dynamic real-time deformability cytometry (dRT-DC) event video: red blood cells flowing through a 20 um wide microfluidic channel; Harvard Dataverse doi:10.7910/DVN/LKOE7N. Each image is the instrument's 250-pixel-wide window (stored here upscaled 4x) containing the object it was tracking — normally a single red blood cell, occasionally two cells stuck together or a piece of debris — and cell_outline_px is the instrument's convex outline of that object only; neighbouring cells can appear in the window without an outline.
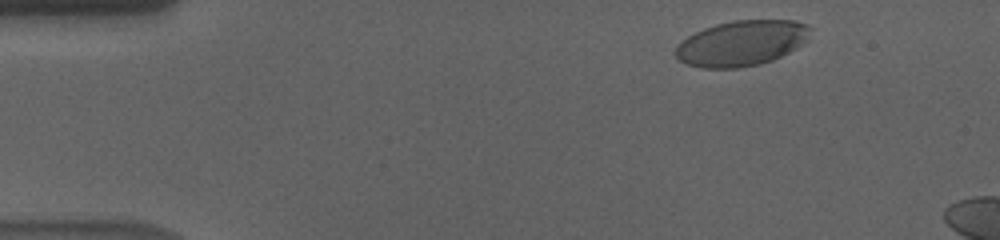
{"species": "human", "species_latin": "Homo sapiens", "temperature_condition": "cold", "stored_images_in_passage": 52, "camera_frame_rate_fps": 3000, "um_per_image_px": 0.085, "donor": {"sex": "male"}, "frame": {"image": 1, "passage_image": 3, "time_ms": 0.667, "image_size_px": [1000, 240], "cell_outline_px": [[812, 28], [804, 40], [796, 48], [772, 60], [760, 64], [740, 68], [704, 68], [688, 64], [680, 60], [676, 56], [676, 48], [688, 36], [704, 28], [716, 24], [736, 20], [792, 20], [808, 24]], "centroid_in_image_um": [63.04, 3.67], "position_along_channel_um": 22.0, "area_um2": 35.2}}
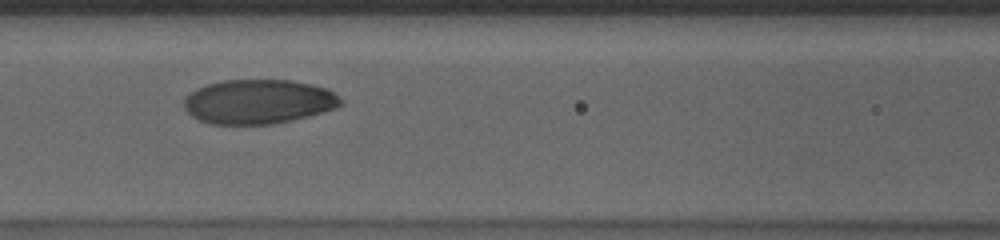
{"frame": {"image": 2, "passage_image": 21, "time_ms": 6.667, "image_size_px": [1000, 240], "cell_outline_px": [[344, 104], [336, 108], [324, 112], [292, 120], [272, 124], [212, 124], [200, 120], [192, 116], [184, 108], [184, 100], [196, 88], [208, 84], [224, 80], [292, 80], [312, 84], [328, 88], [344, 100]], "centroid_in_image_um": [22.02, 8.64], "position_along_channel_um": 144.6, "area_um2": 40.69}}
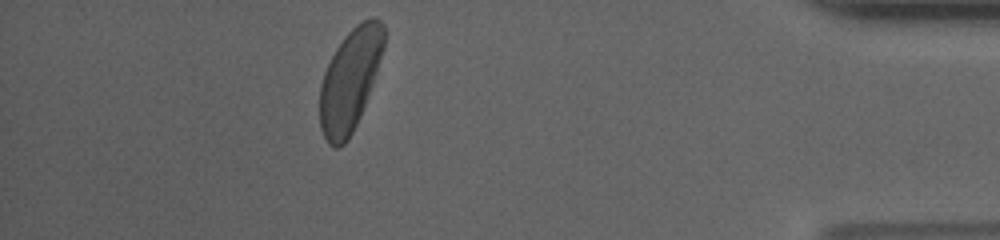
{"frame": {"image": 3, "passage_image": 47, "time_ms": 15.333, "image_size_px": [1000, 240], "cell_outline_px": [[384, 44], [376, 72], [360, 116], [348, 140], [340, 148], [332, 148], [328, 144], [320, 128], [320, 84], [324, 72], [336, 48], [344, 36], [356, 24], [368, 16], [376, 16], [384, 24]], "centroid_in_image_um": [29.73, 6.79], "position_along_channel_um": 405.5, "area_um2": 37.97}}